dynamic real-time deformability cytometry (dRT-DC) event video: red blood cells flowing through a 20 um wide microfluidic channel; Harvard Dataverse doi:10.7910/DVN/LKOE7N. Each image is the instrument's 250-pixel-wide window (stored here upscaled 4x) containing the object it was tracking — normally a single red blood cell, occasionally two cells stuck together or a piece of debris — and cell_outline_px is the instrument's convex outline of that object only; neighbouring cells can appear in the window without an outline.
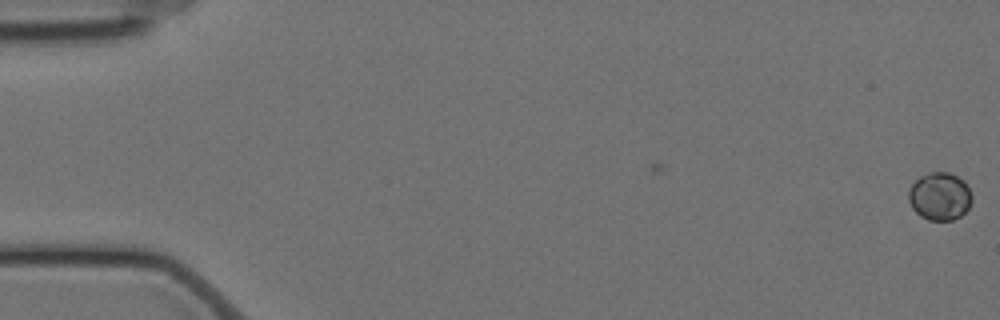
{"species": "Egyptian fruit bat (a non-hibernating species)", "species_latin": "Rousettus aegyptiacus", "temperature_condition": "cold", "stored_images_in_passage": 4, "camera_frame_rate_fps": 3000, "um_per_image_px": 0.085, "animal": {"sex": "female"}, "frame": {"image": 1, "passage_image": 4, "time_ms": 1.0, "image_size_px": [1000, 320], "cell_outline_px": [[972, 200], [968, 208], [960, 216], [952, 220], [928, 220], [920, 216], [912, 208], [908, 200], [908, 192], [912, 184], [920, 176], [928, 172], [948, 172], [964, 180], [972, 196]], "centroid_in_image_um": [79.86, 16.68], "position_along_channel_um": 5.1, "area_um2": 17.69}}